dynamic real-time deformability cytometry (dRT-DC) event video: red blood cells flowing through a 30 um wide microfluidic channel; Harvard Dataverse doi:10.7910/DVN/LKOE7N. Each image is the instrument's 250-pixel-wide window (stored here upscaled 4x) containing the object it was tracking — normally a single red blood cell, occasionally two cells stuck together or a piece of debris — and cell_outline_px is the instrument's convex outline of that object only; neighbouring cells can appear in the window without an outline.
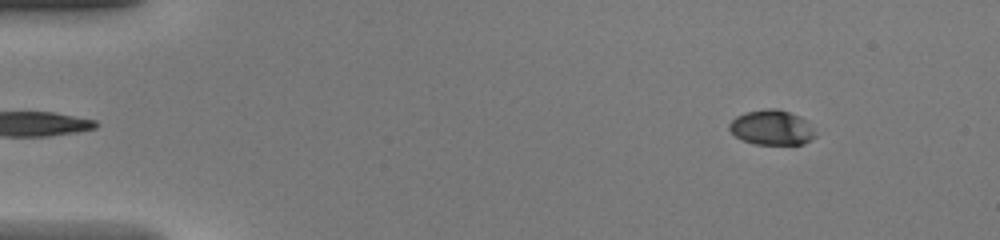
{"species": "common noctule bat (a hibernating species)", "species_latin": "Nyctalus noctula", "temperature_condition": "warm", "stored_images_in_passage": 43, "camera_frame_rate_fps": 3000, "um_per_image_px": 0.085, "animal": {"sex": "female", "body_mass_g": 20.0, "forearm_length_mm": 54.0}, "frame": {"image": 1, "passage_image": 1, "time_ms": 0.0, "image_size_px": [1000, 240], "cell_outline_px": [[816, 136], [812, 140], [804, 144], [756, 144], [744, 140], [736, 136], [728, 128], [728, 124], [736, 116], [744, 112], [764, 108], [776, 108], [800, 116], [812, 128]], "centroid_in_image_um": [65.58, 10.83], "position_along_channel_um": 19.4, "area_um2": 17.46}}
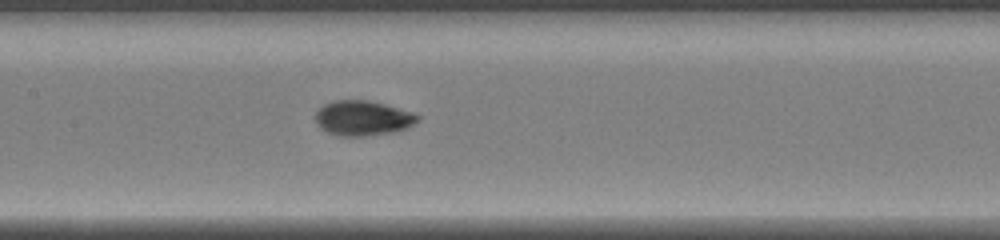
{"frame": {"image": 2, "passage_image": 19, "time_ms": 6.0, "image_size_px": [1000, 240], "cell_outline_px": [[420, 120], [408, 128], [400, 132], [364, 136], [336, 136], [320, 128], [316, 124], [316, 112], [324, 104], [336, 100], [368, 100], [384, 104], [412, 112], [420, 116]], "centroid_in_image_um": [30.87, 10.06], "position_along_channel_um": 176.5, "area_um2": 21.1}}
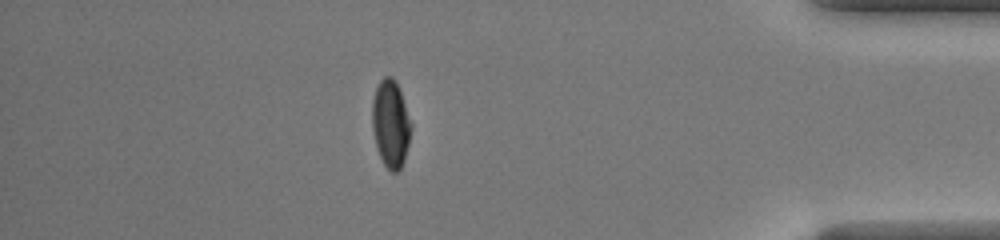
{"frame": {"image": 3, "passage_image": 37, "time_ms": 12.0, "image_size_px": [1000, 240], "cell_outline_px": [[412, 128], [404, 160], [400, 168], [396, 172], [392, 172], [384, 164], [380, 156], [376, 144], [372, 128], [372, 100], [376, 88], [380, 80], [384, 76], [392, 76], [396, 80], [412, 124]], "centroid_in_image_um": [33.2, 10.48], "position_along_channel_um": 402.0, "area_um2": 19.71}}